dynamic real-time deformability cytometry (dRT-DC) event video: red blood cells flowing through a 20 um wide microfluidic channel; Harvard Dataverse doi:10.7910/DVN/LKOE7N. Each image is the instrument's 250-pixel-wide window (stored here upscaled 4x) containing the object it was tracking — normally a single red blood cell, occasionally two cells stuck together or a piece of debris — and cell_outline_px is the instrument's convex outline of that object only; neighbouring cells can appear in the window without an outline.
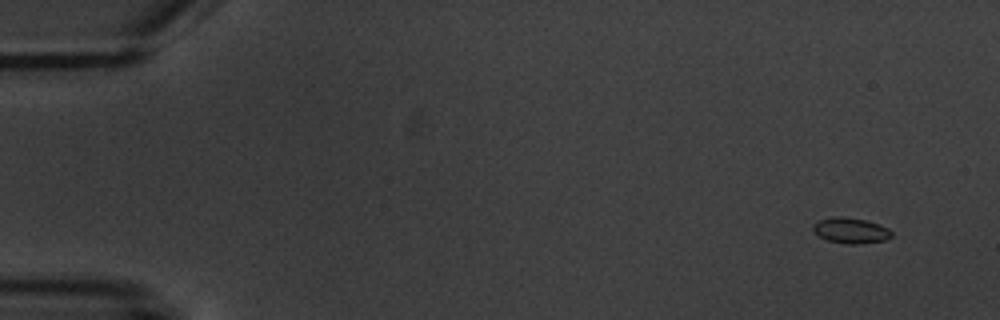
{"species": "common noctule bat (a hibernating species)", "species_latin": "Nyctalus noctula", "temperature_condition": "warm", "stored_images_in_passage": 5, "camera_frame_rate_fps": 3000, "um_per_image_px": 0.085, "animal": {"sex": "male", "body_mass_g": 20.1, "forearm_length_mm": 53.5}, "frame": {"image": 1, "passage_image": 1, "time_ms": 0.0, "image_size_px": [1000, 320], "cell_outline_px": [[892, 236], [888, 240], [856, 244], [848, 244], [828, 240], [820, 236], [812, 228], [812, 224], [820, 220], [832, 216], [840, 216], [864, 220], [880, 224], [888, 228], [892, 232]], "centroid_in_image_um": [72.34, 19.59], "position_along_channel_um": 12.7, "area_um2": 11.68}}
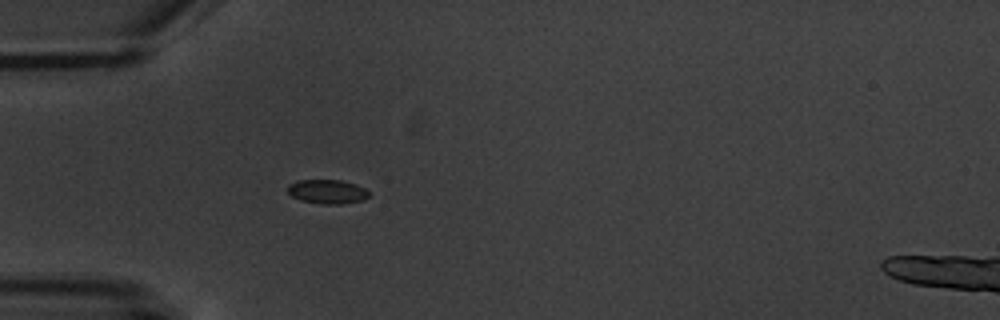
{"frame": {"image": 2, "passage_image": 5, "time_ms": 4.667, "image_size_px": [1000, 320], "cell_outline_px": [[368, 196], [364, 200], [340, 204], [324, 204], [300, 200], [292, 196], [288, 192], [288, 184], [296, 180], [340, 180], [356, 184], [364, 188], [368, 192]], "centroid_in_image_um": [27.8, 16.28], "position_along_channel_um": 57.2, "area_um2": 11.39}}